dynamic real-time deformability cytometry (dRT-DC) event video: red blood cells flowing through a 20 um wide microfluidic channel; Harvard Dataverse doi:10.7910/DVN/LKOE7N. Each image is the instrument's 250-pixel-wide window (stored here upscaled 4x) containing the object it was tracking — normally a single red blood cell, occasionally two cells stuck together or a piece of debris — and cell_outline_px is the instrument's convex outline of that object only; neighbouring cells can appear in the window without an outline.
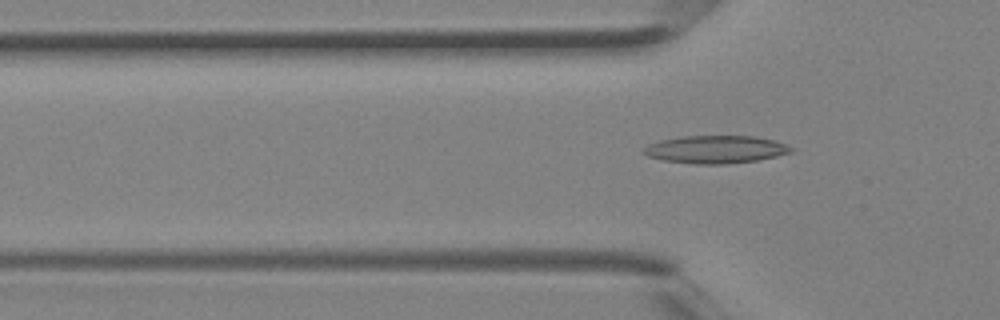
{"species": "Egyptian fruit bat (a non-hibernating species)", "species_latin": "Rousettus aegyptiacus", "temperature_condition": "room temperature", "stored_images_in_passage": 4, "segment_of_instrument_passage": [2, 2], "camera_frame_rate_fps": 3000, "um_per_image_px": 0.085, "animal": {"sex": "female"}, "frame": {"image": 1, "passage_image": 4, "time_ms": 1.0, "image_size_px": [1000, 320], "cell_outline_px": [[796, 148], [792, 152], [776, 156], [756, 160], [728, 164], [696, 164], [664, 160], [648, 156], [640, 152], [648, 144], [660, 140], [684, 136], [756, 136], [776, 140]], "centroid_in_image_um": [60.86, 12.69], "position_along_channel_um": 64.9, "area_um2": 23.99}}